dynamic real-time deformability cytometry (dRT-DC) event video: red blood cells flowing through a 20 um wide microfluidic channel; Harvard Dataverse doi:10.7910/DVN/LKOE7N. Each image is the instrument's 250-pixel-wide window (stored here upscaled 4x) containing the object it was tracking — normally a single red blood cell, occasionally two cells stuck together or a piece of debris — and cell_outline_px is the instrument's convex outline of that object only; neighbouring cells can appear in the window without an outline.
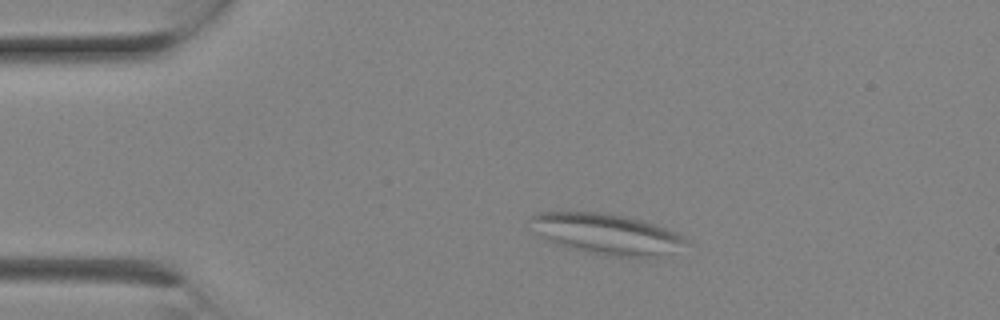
{"species": "Egyptian fruit bat (a non-hibernating species)", "species_latin": "Rousettus aegyptiacus", "temperature_condition": "room temperature", "stored_images_in_passage": 1, "camera_frame_rate_fps": 3000, "um_per_image_px": 0.085, "animal": {"sex": "female"}, "frame": {"image": 1, "passage_image": 1, "time_ms": 0.0, "image_size_px": [1000, 320], "cell_outline_px": [[688, 244], [660, 252], [644, 256], [612, 256], [588, 252], [568, 248], [548, 240], [528, 220], [532, 216], [540, 212], [600, 212], [624, 216], [644, 220], [676, 232], [684, 236], [688, 240]], "centroid_in_image_um": [51.53, 19.85], "position_along_channel_um": 33.5, "area_um2": 35.55}}